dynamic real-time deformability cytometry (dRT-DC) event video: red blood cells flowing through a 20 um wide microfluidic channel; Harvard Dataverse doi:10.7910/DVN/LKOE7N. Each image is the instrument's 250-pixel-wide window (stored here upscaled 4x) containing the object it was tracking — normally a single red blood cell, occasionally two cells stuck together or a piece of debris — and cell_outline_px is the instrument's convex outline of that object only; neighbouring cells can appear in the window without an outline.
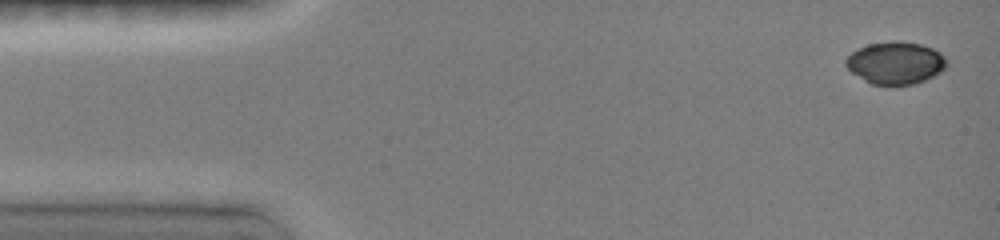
{"species": "common noctule bat (a hibernating species)", "species_latin": "Nyctalus noctula", "temperature_condition": "room temperature", "stored_images_in_passage": 8, "camera_frame_rate_fps": 3000, "um_per_image_px": 0.085, "animal": {"sex": "female", "body_mass_g": 19.0, "forearm_length_mm": 51.5}, "frame": {"image": 1, "passage_image": 1, "time_ms": 0.0, "image_size_px": [1000, 240], "cell_outline_px": [[948, 64], [940, 72], [924, 80], [912, 84], [872, 84], [864, 80], [852, 72], [844, 64], [844, 60], [856, 48], [868, 44], [896, 40], [900, 40], [920, 44], [932, 48], [940, 52], [948, 60]], "centroid_in_image_um": [76.11, 5.32], "position_along_channel_um": 8.9, "area_um2": 24.85}}
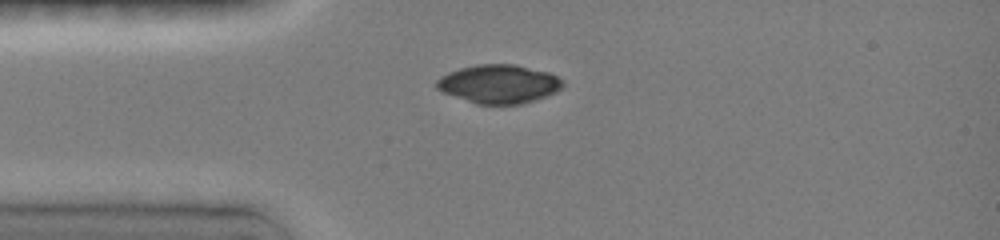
{"frame": {"image": 2, "passage_image": 7, "time_ms": 3.333, "image_size_px": [1000, 240], "cell_outline_px": [[564, 84], [556, 92], [536, 100], [524, 104], [476, 104], [444, 92], [436, 88], [436, 80], [460, 68], [480, 64], [512, 64], [548, 72], [564, 80]], "centroid_in_image_um": [42.45, 7.15], "position_along_channel_um": 42.6, "area_um2": 28.09}}